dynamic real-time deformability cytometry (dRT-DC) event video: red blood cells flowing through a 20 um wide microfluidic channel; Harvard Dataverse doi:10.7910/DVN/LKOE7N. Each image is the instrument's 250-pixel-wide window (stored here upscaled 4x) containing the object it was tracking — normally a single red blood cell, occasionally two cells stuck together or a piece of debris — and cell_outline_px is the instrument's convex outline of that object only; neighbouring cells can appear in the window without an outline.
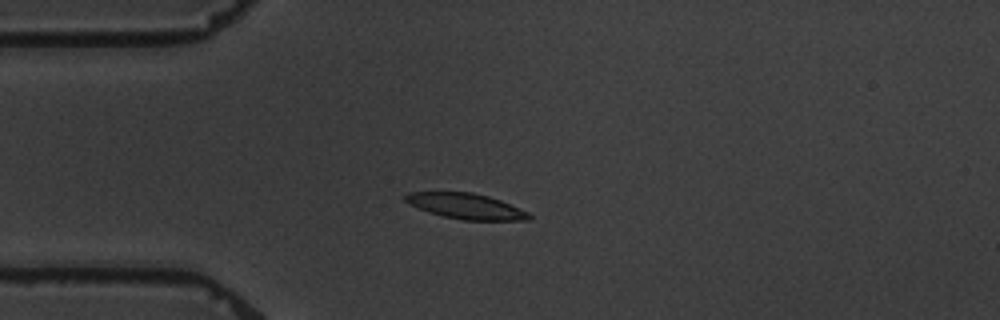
{"species": "common noctule bat (a hibernating species)", "species_latin": "Nyctalus noctula", "temperature_condition": "warm", "stored_images_in_passage": 4, "camera_frame_rate_fps": 3000, "um_per_image_px": 0.085, "animal": {"sex": "male", "body_mass_g": 19.5, "forearm_length_mm": 54.6}, "frame": {"image": 1, "passage_image": 4, "time_ms": 3.333, "image_size_px": [1000, 320], "cell_outline_px": [[532, 220], [464, 220], [444, 216], [428, 212], [408, 204], [404, 200], [404, 196], [408, 192], [472, 192], [488, 196], [500, 200], [528, 212], [532, 216]], "centroid_in_image_um": [39.59, 17.52], "position_along_channel_um": 45.4, "area_um2": 18.38}}